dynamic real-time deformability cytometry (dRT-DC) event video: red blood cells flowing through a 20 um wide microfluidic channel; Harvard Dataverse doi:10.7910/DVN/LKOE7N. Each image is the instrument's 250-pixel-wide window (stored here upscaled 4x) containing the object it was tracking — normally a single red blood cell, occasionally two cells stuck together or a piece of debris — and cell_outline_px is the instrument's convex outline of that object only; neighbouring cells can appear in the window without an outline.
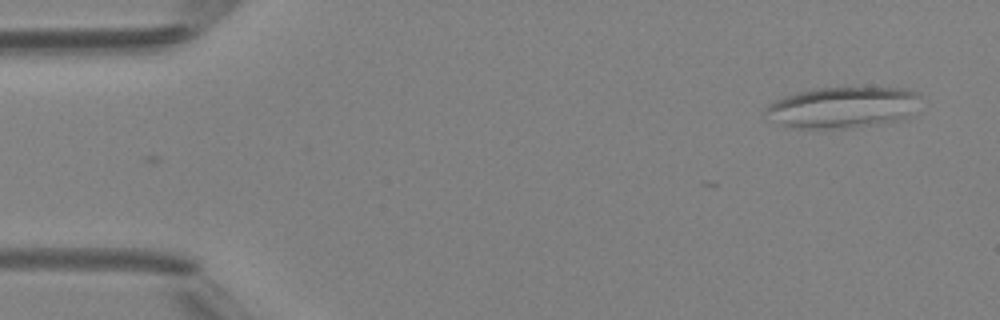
{"species": "Egyptian fruit bat (a non-hibernating species)", "species_latin": "Rousettus aegyptiacus", "temperature_condition": "room temperature", "stored_images_in_passage": 4, "camera_frame_rate_fps": 3000, "um_per_image_px": 0.085, "animal": {"sex": "female"}, "frame": {"image": 1, "passage_image": 1, "time_ms": 0.0, "image_size_px": [1000, 320], "cell_outline_px": [[924, 96], [908, 116], [900, 120], [848, 128], [796, 128], [764, 120], [764, 108], [768, 104], [784, 96], [796, 92], [816, 88], [904, 88], [920, 92]], "centroid_in_image_um": [71.59, 9.12], "position_along_channel_um": 13.4, "area_um2": 37.57}}